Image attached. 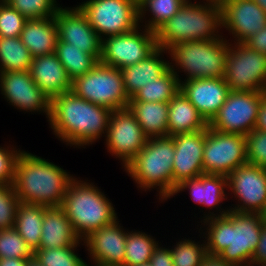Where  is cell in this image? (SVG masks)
Wrapping results in <instances>:
<instances>
[{
    "mask_svg": "<svg viewBox=\"0 0 266 266\" xmlns=\"http://www.w3.org/2000/svg\"><path fill=\"white\" fill-rule=\"evenodd\" d=\"M111 113L68 91L51 99L48 122L52 133L66 146L86 148L106 137Z\"/></svg>",
    "mask_w": 266,
    "mask_h": 266,
    "instance_id": "obj_1",
    "label": "cell"
},
{
    "mask_svg": "<svg viewBox=\"0 0 266 266\" xmlns=\"http://www.w3.org/2000/svg\"><path fill=\"white\" fill-rule=\"evenodd\" d=\"M199 223L202 226L198 229V235L205 238L207 253L219 254L236 266H250L262 230L259 213L230 210L227 215L208 218Z\"/></svg>",
    "mask_w": 266,
    "mask_h": 266,
    "instance_id": "obj_2",
    "label": "cell"
},
{
    "mask_svg": "<svg viewBox=\"0 0 266 266\" xmlns=\"http://www.w3.org/2000/svg\"><path fill=\"white\" fill-rule=\"evenodd\" d=\"M75 177L50 160L23 150L16 161L13 188L20 202L61 206Z\"/></svg>",
    "mask_w": 266,
    "mask_h": 266,
    "instance_id": "obj_3",
    "label": "cell"
},
{
    "mask_svg": "<svg viewBox=\"0 0 266 266\" xmlns=\"http://www.w3.org/2000/svg\"><path fill=\"white\" fill-rule=\"evenodd\" d=\"M175 147L172 136L148 138L146 145L125 166L124 171L141 191L156 190L159 202L173 195L172 167Z\"/></svg>",
    "mask_w": 266,
    "mask_h": 266,
    "instance_id": "obj_4",
    "label": "cell"
},
{
    "mask_svg": "<svg viewBox=\"0 0 266 266\" xmlns=\"http://www.w3.org/2000/svg\"><path fill=\"white\" fill-rule=\"evenodd\" d=\"M87 181L75 176L60 206L81 240L118 219L116 209L104 191Z\"/></svg>",
    "mask_w": 266,
    "mask_h": 266,
    "instance_id": "obj_5",
    "label": "cell"
},
{
    "mask_svg": "<svg viewBox=\"0 0 266 266\" xmlns=\"http://www.w3.org/2000/svg\"><path fill=\"white\" fill-rule=\"evenodd\" d=\"M222 9L219 6L185 2L178 12L156 31L157 46L169 50L188 41L222 39Z\"/></svg>",
    "mask_w": 266,
    "mask_h": 266,
    "instance_id": "obj_6",
    "label": "cell"
},
{
    "mask_svg": "<svg viewBox=\"0 0 266 266\" xmlns=\"http://www.w3.org/2000/svg\"><path fill=\"white\" fill-rule=\"evenodd\" d=\"M225 38L211 41L193 40L172 46L168 50L170 68L179 82L183 81L179 75L181 71L186 74L184 81L224 77L230 44Z\"/></svg>",
    "mask_w": 266,
    "mask_h": 266,
    "instance_id": "obj_7",
    "label": "cell"
},
{
    "mask_svg": "<svg viewBox=\"0 0 266 266\" xmlns=\"http://www.w3.org/2000/svg\"><path fill=\"white\" fill-rule=\"evenodd\" d=\"M77 96L110 110L127 108V96L121 70L98 62L87 74L72 81Z\"/></svg>",
    "mask_w": 266,
    "mask_h": 266,
    "instance_id": "obj_8",
    "label": "cell"
},
{
    "mask_svg": "<svg viewBox=\"0 0 266 266\" xmlns=\"http://www.w3.org/2000/svg\"><path fill=\"white\" fill-rule=\"evenodd\" d=\"M76 6L101 39L131 32L139 26L135 0H86Z\"/></svg>",
    "mask_w": 266,
    "mask_h": 266,
    "instance_id": "obj_9",
    "label": "cell"
},
{
    "mask_svg": "<svg viewBox=\"0 0 266 266\" xmlns=\"http://www.w3.org/2000/svg\"><path fill=\"white\" fill-rule=\"evenodd\" d=\"M224 79L230 91H266V54L230 43Z\"/></svg>",
    "mask_w": 266,
    "mask_h": 266,
    "instance_id": "obj_10",
    "label": "cell"
},
{
    "mask_svg": "<svg viewBox=\"0 0 266 266\" xmlns=\"http://www.w3.org/2000/svg\"><path fill=\"white\" fill-rule=\"evenodd\" d=\"M157 48L156 32L139 25L131 32L102 39L99 62L123 69L146 59Z\"/></svg>",
    "mask_w": 266,
    "mask_h": 266,
    "instance_id": "obj_11",
    "label": "cell"
},
{
    "mask_svg": "<svg viewBox=\"0 0 266 266\" xmlns=\"http://www.w3.org/2000/svg\"><path fill=\"white\" fill-rule=\"evenodd\" d=\"M247 164L244 135L225 133L207 127L203 152V174L228 176Z\"/></svg>",
    "mask_w": 266,
    "mask_h": 266,
    "instance_id": "obj_12",
    "label": "cell"
},
{
    "mask_svg": "<svg viewBox=\"0 0 266 266\" xmlns=\"http://www.w3.org/2000/svg\"><path fill=\"white\" fill-rule=\"evenodd\" d=\"M263 91H230L208 126L216 131L246 136L256 125Z\"/></svg>",
    "mask_w": 266,
    "mask_h": 266,
    "instance_id": "obj_13",
    "label": "cell"
},
{
    "mask_svg": "<svg viewBox=\"0 0 266 266\" xmlns=\"http://www.w3.org/2000/svg\"><path fill=\"white\" fill-rule=\"evenodd\" d=\"M147 140L129 107L112 111L104 143L107 152L121 161L122 168L140 152Z\"/></svg>",
    "mask_w": 266,
    "mask_h": 266,
    "instance_id": "obj_14",
    "label": "cell"
},
{
    "mask_svg": "<svg viewBox=\"0 0 266 266\" xmlns=\"http://www.w3.org/2000/svg\"><path fill=\"white\" fill-rule=\"evenodd\" d=\"M227 187L228 197L231 195L237 200L235 206H229L230 210L259 213L266 202V168L250 164L240 166L227 176Z\"/></svg>",
    "mask_w": 266,
    "mask_h": 266,
    "instance_id": "obj_15",
    "label": "cell"
},
{
    "mask_svg": "<svg viewBox=\"0 0 266 266\" xmlns=\"http://www.w3.org/2000/svg\"><path fill=\"white\" fill-rule=\"evenodd\" d=\"M0 91L17 110L44 113L49 120L51 100L33 81L29 71L0 72Z\"/></svg>",
    "mask_w": 266,
    "mask_h": 266,
    "instance_id": "obj_16",
    "label": "cell"
},
{
    "mask_svg": "<svg viewBox=\"0 0 266 266\" xmlns=\"http://www.w3.org/2000/svg\"><path fill=\"white\" fill-rule=\"evenodd\" d=\"M222 28L232 35L230 43H243L266 26V12L253 0H223Z\"/></svg>",
    "mask_w": 266,
    "mask_h": 266,
    "instance_id": "obj_17",
    "label": "cell"
},
{
    "mask_svg": "<svg viewBox=\"0 0 266 266\" xmlns=\"http://www.w3.org/2000/svg\"><path fill=\"white\" fill-rule=\"evenodd\" d=\"M116 219L112 224L91 232L83 239L91 266H122L128 229Z\"/></svg>",
    "mask_w": 266,
    "mask_h": 266,
    "instance_id": "obj_18",
    "label": "cell"
},
{
    "mask_svg": "<svg viewBox=\"0 0 266 266\" xmlns=\"http://www.w3.org/2000/svg\"><path fill=\"white\" fill-rule=\"evenodd\" d=\"M58 40L73 44L81 51L101 57L102 39L89 24L86 16L75 7H61L54 16Z\"/></svg>",
    "mask_w": 266,
    "mask_h": 266,
    "instance_id": "obj_19",
    "label": "cell"
},
{
    "mask_svg": "<svg viewBox=\"0 0 266 266\" xmlns=\"http://www.w3.org/2000/svg\"><path fill=\"white\" fill-rule=\"evenodd\" d=\"M185 190L189 191V197L195 204L207 208L208 212H204L202 220L224 216L230 211L229 207H221V203L228 199L227 176L202 174L198 178L184 180L177 185L172 197Z\"/></svg>",
    "mask_w": 266,
    "mask_h": 266,
    "instance_id": "obj_20",
    "label": "cell"
},
{
    "mask_svg": "<svg viewBox=\"0 0 266 266\" xmlns=\"http://www.w3.org/2000/svg\"><path fill=\"white\" fill-rule=\"evenodd\" d=\"M206 129L172 136L175 154L172 167L173 193L182 181L203 174V152Z\"/></svg>",
    "mask_w": 266,
    "mask_h": 266,
    "instance_id": "obj_21",
    "label": "cell"
},
{
    "mask_svg": "<svg viewBox=\"0 0 266 266\" xmlns=\"http://www.w3.org/2000/svg\"><path fill=\"white\" fill-rule=\"evenodd\" d=\"M180 91L209 124L227 100L230 89L224 77H220L182 81Z\"/></svg>",
    "mask_w": 266,
    "mask_h": 266,
    "instance_id": "obj_22",
    "label": "cell"
},
{
    "mask_svg": "<svg viewBox=\"0 0 266 266\" xmlns=\"http://www.w3.org/2000/svg\"><path fill=\"white\" fill-rule=\"evenodd\" d=\"M29 72L33 81L50 100L71 91L72 81L55 52L33 57Z\"/></svg>",
    "mask_w": 266,
    "mask_h": 266,
    "instance_id": "obj_23",
    "label": "cell"
},
{
    "mask_svg": "<svg viewBox=\"0 0 266 266\" xmlns=\"http://www.w3.org/2000/svg\"><path fill=\"white\" fill-rule=\"evenodd\" d=\"M167 53H169L167 50L158 47L146 59L120 69L124 89L129 98H132L140 88L161 77L170 68V60L164 57Z\"/></svg>",
    "mask_w": 266,
    "mask_h": 266,
    "instance_id": "obj_24",
    "label": "cell"
},
{
    "mask_svg": "<svg viewBox=\"0 0 266 266\" xmlns=\"http://www.w3.org/2000/svg\"><path fill=\"white\" fill-rule=\"evenodd\" d=\"M81 239L60 206L46 207L38 249H55L76 245Z\"/></svg>",
    "mask_w": 266,
    "mask_h": 266,
    "instance_id": "obj_25",
    "label": "cell"
},
{
    "mask_svg": "<svg viewBox=\"0 0 266 266\" xmlns=\"http://www.w3.org/2000/svg\"><path fill=\"white\" fill-rule=\"evenodd\" d=\"M20 39L33 57L54 53L58 41L55 18L27 19Z\"/></svg>",
    "mask_w": 266,
    "mask_h": 266,
    "instance_id": "obj_26",
    "label": "cell"
},
{
    "mask_svg": "<svg viewBox=\"0 0 266 266\" xmlns=\"http://www.w3.org/2000/svg\"><path fill=\"white\" fill-rule=\"evenodd\" d=\"M208 123L196 107L179 91L168 103V136L201 131Z\"/></svg>",
    "mask_w": 266,
    "mask_h": 266,
    "instance_id": "obj_27",
    "label": "cell"
},
{
    "mask_svg": "<svg viewBox=\"0 0 266 266\" xmlns=\"http://www.w3.org/2000/svg\"><path fill=\"white\" fill-rule=\"evenodd\" d=\"M128 107L148 138L168 136V103L129 101Z\"/></svg>",
    "mask_w": 266,
    "mask_h": 266,
    "instance_id": "obj_28",
    "label": "cell"
},
{
    "mask_svg": "<svg viewBox=\"0 0 266 266\" xmlns=\"http://www.w3.org/2000/svg\"><path fill=\"white\" fill-rule=\"evenodd\" d=\"M45 206L20 202L15 218L16 231L35 252L40 245Z\"/></svg>",
    "mask_w": 266,
    "mask_h": 266,
    "instance_id": "obj_29",
    "label": "cell"
},
{
    "mask_svg": "<svg viewBox=\"0 0 266 266\" xmlns=\"http://www.w3.org/2000/svg\"><path fill=\"white\" fill-rule=\"evenodd\" d=\"M184 3V0H141L138 2L139 25L156 32Z\"/></svg>",
    "mask_w": 266,
    "mask_h": 266,
    "instance_id": "obj_30",
    "label": "cell"
},
{
    "mask_svg": "<svg viewBox=\"0 0 266 266\" xmlns=\"http://www.w3.org/2000/svg\"><path fill=\"white\" fill-rule=\"evenodd\" d=\"M55 54L71 81L87 74L99 62L95 55L83 52L73 44L60 40L57 41Z\"/></svg>",
    "mask_w": 266,
    "mask_h": 266,
    "instance_id": "obj_31",
    "label": "cell"
},
{
    "mask_svg": "<svg viewBox=\"0 0 266 266\" xmlns=\"http://www.w3.org/2000/svg\"><path fill=\"white\" fill-rule=\"evenodd\" d=\"M32 59L20 37H0V72L29 71Z\"/></svg>",
    "mask_w": 266,
    "mask_h": 266,
    "instance_id": "obj_32",
    "label": "cell"
},
{
    "mask_svg": "<svg viewBox=\"0 0 266 266\" xmlns=\"http://www.w3.org/2000/svg\"><path fill=\"white\" fill-rule=\"evenodd\" d=\"M179 91L178 77L169 68L161 77L140 88L130 101L169 103Z\"/></svg>",
    "mask_w": 266,
    "mask_h": 266,
    "instance_id": "obj_33",
    "label": "cell"
},
{
    "mask_svg": "<svg viewBox=\"0 0 266 266\" xmlns=\"http://www.w3.org/2000/svg\"><path fill=\"white\" fill-rule=\"evenodd\" d=\"M153 236L139 230H128L125 259L122 266H136L149 262L159 241Z\"/></svg>",
    "mask_w": 266,
    "mask_h": 266,
    "instance_id": "obj_34",
    "label": "cell"
},
{
    "mask_svg": "<svg viewBox=\"0 0 266 266\" xmlns=\"http://www.w3.org/2000/svg\"><path fill=\"white\" fill-rule=\"evenodd\" d=\"M80 245H84L83 240H80L76 245L68 247L38 249L34 252V257L43 266H88L90 263L87 264V262L75 252Z\"/></svg>",
    "mask_w": 266,
    "mask_h": 266,
    "instance_id": "obj_35",
    "label": "cell"
},
{
    "mask_svg": "<svg viewBox=\"0 0 266 266\" xmlns=\"http://www.w3.org/2000/svg\"><path fill=\"white\" fill-rule=\"evenodd\" d=\"M181 239L170 248L173 266H199L207 254L205 239L203 242L186 237Z\"/></svg>",
    "mask_w": 266,
    "mask_h": 266,
    "instance_id": "obj_36",
    "label": "cell"
},
{
    "mask_svg": "<svg viewBox=\"0 0 266 266\" xmlns=\"http://www.w3.org/2000/svg\"><path fill=\"white\" fill-rule=\"evenodd\" d=\"M33 250L14 227L0 230V259H32Z\"/></svg>",
    "mask_w": 266,
    "mask_h": 266,
    "instance_id": "obj_37",
    "label": "cell"
},
{
    "mask_svg": "<svg viewBox=\"0 0 266 266\" xmlns=\"http://www.w3.org/2000/svg\"><path fill=\"white\" fill-rule=\"evenodd\" d=\"M26 19L54 17L61 8L57 0H4Z\"/></svg>",
    "mask_w": 266,
    "mask_h": 266,
    "instance_id": "obj_38",
    "label": "cell"
},
{
    "mask_svg": "<svg viewBox=\"0 0 266 266\" xmlns=\"http://www.w3.org/2000/svg\"><path fill=\"white\" fill-rule=\"evenodd\" d=\"M20 203L12 184H0V230L15 226L17 207Z\"/></svg>",
    "mask_w": 266,
    "mask_h": 266,
    "instance_id": "obj_39",
    "label": "cell"
},
{
    "mask_svg": "<svg viewBox=\"0 0 266 266\" xmlns=\"http://www.w3.org/2000/svg\"><path fill=\"white\" fill-rule=\"evenodd\" d=\"M27 19L4 0L0 3V37H20Z\"/></svg>",
    "mask_w": 266,
    "mask_h": 266,
    "instance_id": "obj_40",
    "label": "cell"
},
{
    "mask_svg": "<svg viewBox=\"0 0 266 266\" xmlns=\"http://www.w3.org/2000/svg\"><path fill=\"white\" fill-rule=\"evenodd\" d=\"M245 138L247 164L266 168V132L253 129Z\"/></svg>",
    "mask_w": 266,
    "mask_h": 266,
    "instance_id": "obj_41",
    "label": "cell"
},
{
    "mask_svg": "<svg viewBox=\"0 0 266 266\" xmlns=\"http://www.w3.org/2000/svg\"><path fill=\"white\" fill-rule=\"evenodd\" d=\"M22 151L14 144L0 146V184H13L16 161Z\"/></svg>",
    "mask_w": 266,
    "mask_h": 266,
    "instance_id": "obj_42",
    "label": "cell"
},
{
    "mask_svg": "<svg viewBox=\"0 0 266 266\" xmlns=\"http://www.w3.org/2000/svg\"><path fill=\"white\" fill-rule=\"evenodd\" d=\"M149 262L152 266H173L170 247H163L161 243H158Z\"/></svg>",
    "mask_w": 266,
    "mask_h": 266,
    "instance_id": "obj_43",
    "label": "cell"
},
{
    "mask_svg": "<svg viewBox=\"0 0 266 266\" xmlns=\"http://www.w3.org/2000/svg\"><path fill=\"white\" fill-rule=\"evenodd\" d=\"M266 263V223L262 222L260 240L255 249L250 266H259Z\"/></svg>",
    "mask_w": 266,
    "mask_h": 266,
    "instance_id": "obj_44",
    "label": "cell"
},
{
    "mask_svg": "<svg viewBox=\"0 0 266 266\" xmlns=\"http://www.w3.org/2000/svg\"><path fill=\"white\" fill-rule=\"evenodd\" d=\"M248 48L266 54V26L243 42Z\"/></svg>",
    "mask_w": 266,
    "mask_h": 266,
    "instance_id": "obj_45",
    "label": "cell"
},
{
    "mask_svg": "<svg viewBox=\"0 0 266 266\" xmlns=\"http://www.w3.org/2000/svg\"><path fill=\"white\" fill-rule=\"evenodd\" d=\"M254 129L266 132V91L262 92V100Z\"/></svg>",
    "mask_w": 266,
    "mask_h": 266,
    "instance_id": "obj_46",
    "label": "cell"
},
{
    "mask_svg": "<svg viewBox=\"0 0 266 266\" xmlns=\"http://www.w3.org/2000/svg\"><path fill=\"white\" fill-rule=\"evenodd\" d=\"M199 266H236L224 260L219 254L207 253Z\"/></svg>",
    "mask_w": 266,
    "mask_h": 266,
    "instance_id": "obj_47",
    "label": "cell"
},
{
    "mask_svg": "<svg viewBox=\"0 0 266 266\" xmlns=\"http://www.w3.org/2000/svg\"><path fill=\"white\" fill-rule=\"evenodd\" d=\"M29 259L3 258L0 259V266H26Z\"/></svg>",
    "mask_w": 266,
    "mask_h": 266,
    "instance_id": "obj_48",
    "label": "cell"
},
{
    "mask_svg": "<svg viewBox=\"0 0 266 266\" xmlns=\"http://www.w3.org/2000/svg\"><path fill=\"white\" fill-rule=\"evenodd\" d=\"M193 1L194 2H192V0H184V2H187V3H199V4L213 5V6H219V7H221L223 0H202V1L199 0V2L195 0Z\"/></svg>",
    "mask_w": 266,
    "mask_h": 266,
    "instance_id": "obj_49",
    "label": "cell"
},
{
    "mask_svg": "<svg viewBox=\"0 0 266 266\" xmlns=\"http://www.w3.org/2000/svg\"><path fill=\"white\" fill-rule=\"evenodd\" d=\"M26 266H43L38 260L33 257L32 259H29Z\"/></svg>",
    "mask_w": 266,
    "mask_h": 266,
    "instance_id": "obj_50",
    "label": "cell"
},
{
    "mask_svg": "<svg viewBox=\"0 0 266 266\" xmlns=\"http://www.w3.org/2000/svg\"><path fill=\"white\" fill-rule=\"evenodd\" d=\"M259 215L261 217L262 222L266 223V202L263 208L260 210Z\"/></svg>",
    "mask_w": 266,
    "mask_h": 266,
    "instance_id": "obj_51",
    "label": "cell"
},
{
    "mask_svg": "<svg viewBox=\"0 0 266 266\" xmlns=\"http://www.w3.org/2000/svg\"><path fill=\"white\" fill-rule=\"evenodd\" d=\"M266 12V0H253Z\"/></svg>",
    "mask_w": 266,
    "mask_h": 266,
    "instance_id": "obj_52",
    "label": "cell"
},
{
    "mask_svg": "<svg viewBox=\"0 0 266 266\" xmlns=\"http://www.w3.org/2000/svg\"><path fill=\"white\" fill-rule=\"evenodd\" d=\"M136 266H152V265L150 264V262H146V263L136 265Z\"/></svg>",
    "mask_w": 266,
    "mask_h": 266,
    "instance_id": "obj_53",
    "label": "cell"
}]
</instances>
